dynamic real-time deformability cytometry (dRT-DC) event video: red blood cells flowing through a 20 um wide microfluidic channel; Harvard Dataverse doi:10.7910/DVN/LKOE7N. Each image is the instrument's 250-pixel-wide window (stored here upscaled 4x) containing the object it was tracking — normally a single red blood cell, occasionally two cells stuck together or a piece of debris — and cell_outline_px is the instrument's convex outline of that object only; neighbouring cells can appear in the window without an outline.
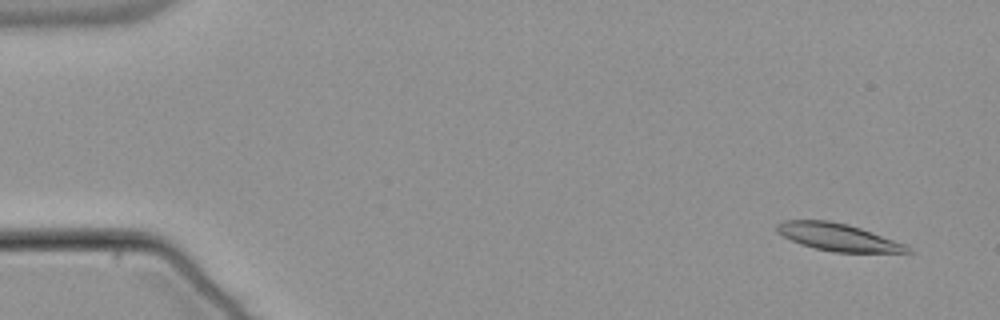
{"species": "common noctule bat (a hibernating species)", "species_latin": "Nyctalus noctula", "temperature_condition": "warm", "stored_images_in_passage": 55, "camera_frame_rate_fps": 3000, "um_per_image_px": 0.085, "animal": {"sex": "male", "body_mass_g": 21.5, "forearm_length_mm": 52.0}, "frame": {"image": 1, "passage_image": 4, "time_ms": 1.0, "image_size_px": [1000, 320], "cell_outline_px": [[912, 252], [832, 252], [800, 244], [784, 236], [776, 228], [776, 224], [784, 220], [828, 220], [848, 224], [860, 228], [904, 244], [912, 248]], "centroid_in_image_um": [71.21, 20.15], "position_along_channel_um": 13.8, "area_um2": 20.46}}
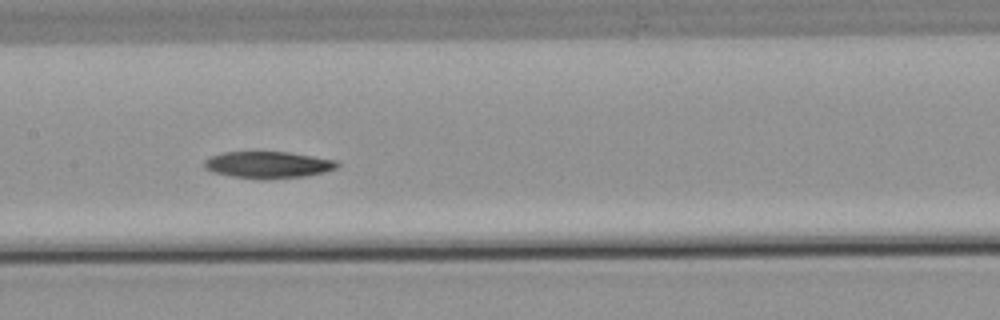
{"frame": {"image": 2, "passage_image": 28, "time_ms": 9.0, "image_size_px": [1000, 320], "cell_outline_px": [[340, 164], [336, 168], [324, 172], [308, 176], [232, 176], [212, 172], [204, 168], [204, 160], [212, 156], [224, 152], [288, 152], [336, 160]], "centroid_in_image_um": [22.79, 13.96], "position_along_channel_um": 184.6, "area_um2": 19.71}}
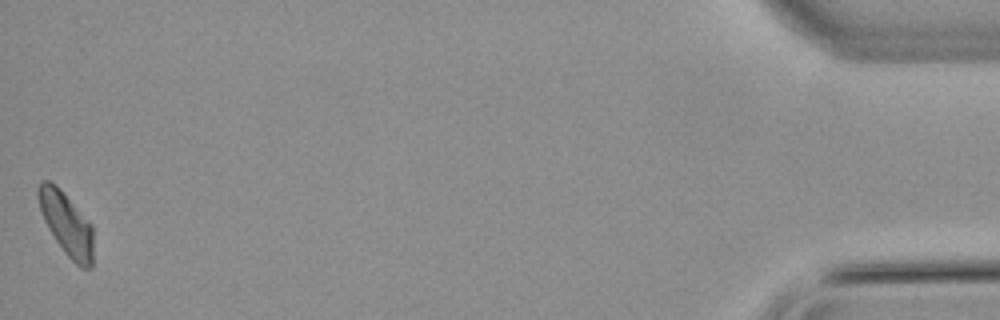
{"frame": {"image": 3, "passage_image": 55, "time_ms": 18.0, "image_size_px": [1000, 320], "cell_outline_px": [[92, 268], [80, 268], [64, 252], [48, 228], [44, 220], [36, 196], [36, 188], [44, 180], [48, 180], [56, 184], [92, 224]], "centroid_in_image_um": [5.63, 19.01], "position_along_channel_um": 429.6, "area_um2": 20.11}}